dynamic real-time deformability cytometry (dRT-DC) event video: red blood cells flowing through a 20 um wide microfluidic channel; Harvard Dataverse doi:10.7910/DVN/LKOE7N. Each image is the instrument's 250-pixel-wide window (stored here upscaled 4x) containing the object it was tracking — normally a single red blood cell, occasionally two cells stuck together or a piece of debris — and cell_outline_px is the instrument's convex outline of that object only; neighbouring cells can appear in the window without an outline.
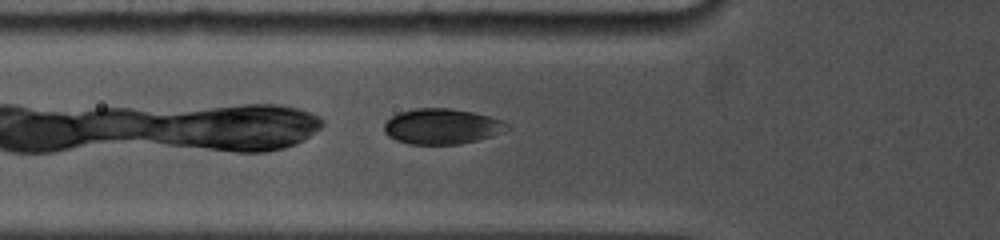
{"species": "common noctule bat (a hibernating species)", "species_latin": "Nyctalus noctula", "temperature_condition": "cold", "stored_images_in_passage": 7, "camera_frame_rate_fps": 5000, "um_per_image_px": 0.085, "animal": {"sex": "female", "body_mass_g": 19.0, "forearm_length_mm": 53.3}, "frame": {"image": 1, "passage_image": 3, "time_ms": 1.0, "image_size_px": [1000, 240], "cell_outline_px": [[512, 128], [492, 136], [460, 144], [408, 144], [396, 140], [388, 136], [384, 132], [384, 124], [392, 116], [400, 112], [416, 108], [452, 108], [472, 112], [504, 120], [512, 124]], "centroid_in_image_um": [37.6, 10.74], "position_along_channel_um": 88.2, "area_um2": 25.61}}
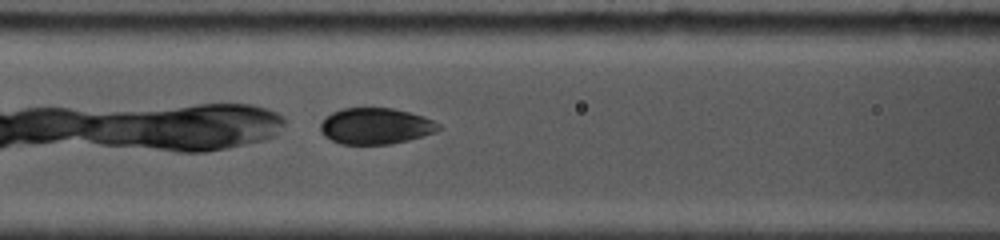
{"frame": {"image": 2, "passage_image": 5, "time_ms": 2.2, "image_size_px": [1000, 240], "cell_outline_px": [[444, 128], [436, 132], [408, 140], [392, 144], [340, 144], [324, 136], [320, 132], [320, 124], [332, 112], [344, 108], [392, 108], [424, 116], [440, 124]], "centroid_in_image_um": [31.95, 10.72], "position_along_channel_um": 134.6, "area_um2": 24.97}}
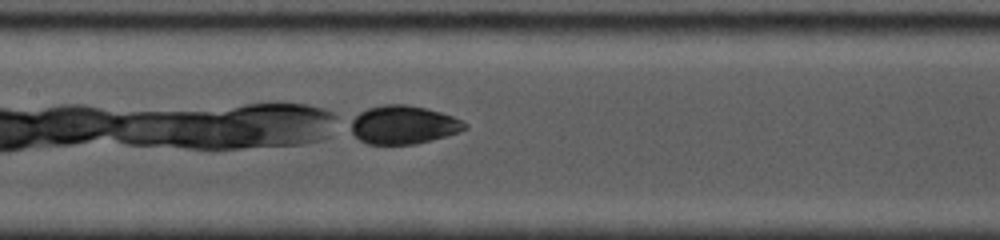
{"frame": {"image": 3, "passage_image": 7, "time_ms": 3.2, "image_size_px": [1000, 240], "cell_outline_px": [[468, 128], [460, 132], [432, 140], [416, 144], [368, 144], [360, 140], [352, 132], [352, 116], [368, 108], [384, 104], [404, 104], [424, 108], [440, 112], [464, 120], [468, 124]], "centroid_in_image_um": [34.32, 10.61], "position_along_channel_um": 173.1, "area_um2": 25.55}}